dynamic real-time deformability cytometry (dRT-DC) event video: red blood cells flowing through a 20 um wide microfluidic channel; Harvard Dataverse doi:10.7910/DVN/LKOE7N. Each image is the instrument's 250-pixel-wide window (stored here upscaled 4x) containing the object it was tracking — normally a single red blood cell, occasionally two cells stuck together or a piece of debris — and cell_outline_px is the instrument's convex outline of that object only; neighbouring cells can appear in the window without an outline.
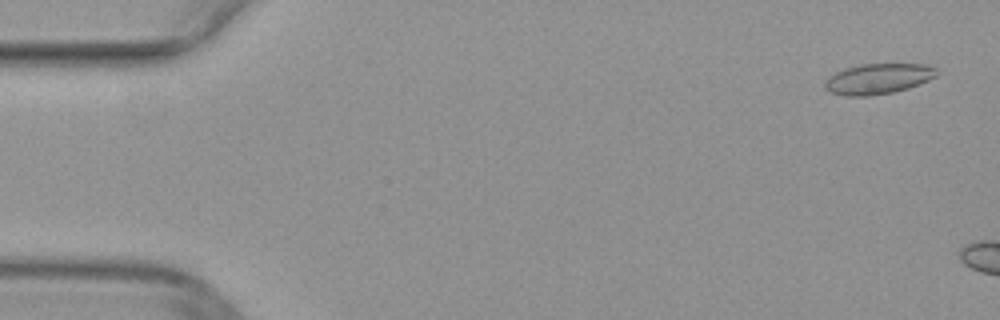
{"species": "common noctule bat (a hibernating species)", "species_latin": "Nyctalus noctula", "temperature_condition": "warm", "stored_images_in_passage": 6, "camera_frame_rate_fps": 3000, "um_per_image_px": 0.085, "animal": {"sex": "female", "body_mass_g": 29.2, "forearm_length_mm": 56.3}, "frame": {"image": 1, "passage_image": 2, "time_ms": 0.333, "image_size_px": [1000, 320], "cell_outline_px": [[940, 72], [936, 76], [920, 84], [908, 88], [892, 92], [868, 96], [844, 96], [832, 92], [824, 88], [824, 80], [836, 72], [844, 68], [860, 64], [924, 64], [936, 68]], "centroid_in_image_um": [74.64, 6.69], "position_along_channel_um": 10.4, "area_um2": 19.94}}